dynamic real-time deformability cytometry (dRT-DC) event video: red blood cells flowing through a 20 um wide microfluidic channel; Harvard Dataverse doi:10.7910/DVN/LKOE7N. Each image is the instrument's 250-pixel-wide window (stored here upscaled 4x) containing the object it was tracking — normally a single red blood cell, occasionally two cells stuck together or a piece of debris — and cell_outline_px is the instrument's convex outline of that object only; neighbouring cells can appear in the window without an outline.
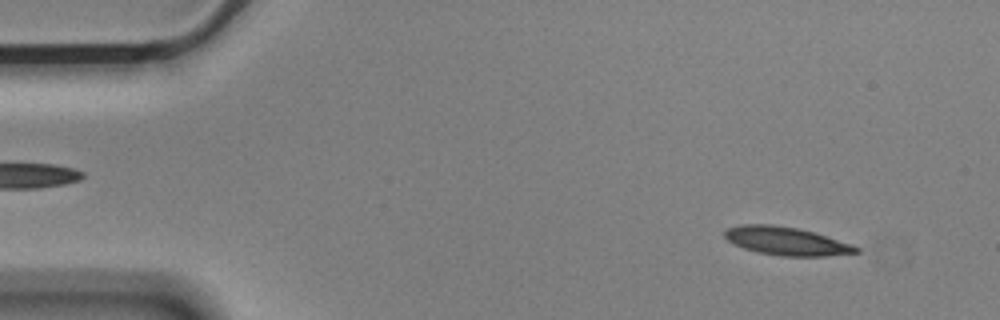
{"species": "Egyptian fruit bat (a non-hibernating species)", "species_latin": "Rousettus aegyptiacus", "temperature_condition": "cold", "stored_images_in_passage": 17, "camera_frame_rate_fps": 3000, "um_per_image_px": 0.085, "animal": {"sex": "male"}, "frame": {"image": 1, "passage_image": 4, "time_ms": 1.0, "image_size_px": [1000, 320], "cell_outline_px": [[860, 252], [824, 256], [780, 256], [756, 252], [744, 248], [728, 240], [724, 236], [724, 232], [728, 228], [740, 224], [772, 224], [800, 228], [852, 244], [860, 248]], "centroid_in_image_um": [66.84, 20.48], "position_along_channel_um": 18.2, "area_um2": 21.62}}
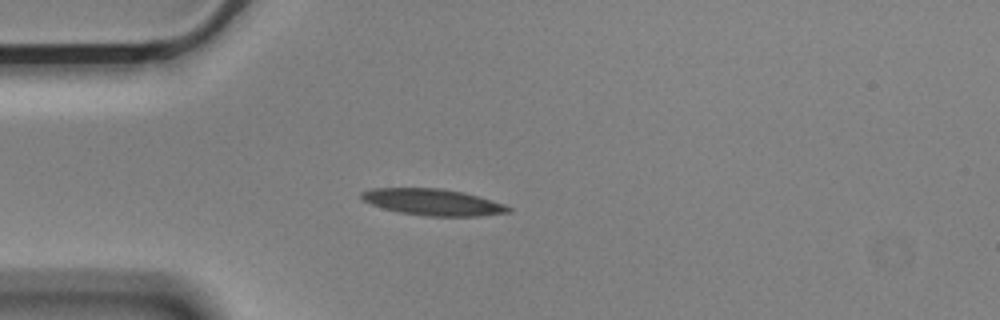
{"frame": {"image": 2, "passage_image": 13, "time_ms": 4.0, "image_size_px": [1000, 320], "cell_outline_px": [[512, 212], [480, 216], [424, 216], [400, 212], [384, 208], [372, 204], [364, 200], [360, 196], [360, 192], [372, 188], [440, 188], [460, 192], [476, 196], [504, 204], [512, 208]], "centroid_in_image_um": [36.79, 17.18], "position_along_channel_um": 48.2, "area_um2": 22.43}}